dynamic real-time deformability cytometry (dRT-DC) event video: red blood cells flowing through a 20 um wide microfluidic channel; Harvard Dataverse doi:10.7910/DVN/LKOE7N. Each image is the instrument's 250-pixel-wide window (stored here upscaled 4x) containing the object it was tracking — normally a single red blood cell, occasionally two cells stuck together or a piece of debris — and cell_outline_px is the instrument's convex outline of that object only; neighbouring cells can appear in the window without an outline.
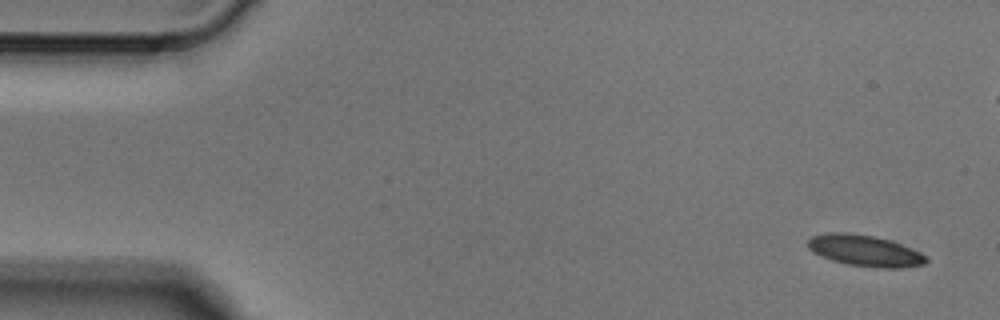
{"species": "Egyptian fruit bat (a non-hibernating species)", "species_latin": "Rousettus aegyptiacus", "temperature_condition": "cold", "stored_images_in_passage": 4, "camera_frame_rate_fps": 3000, "um_per_image_px": 0.085, "animal": {"sex": "male"}, "frame": {"image": 1, "passage_image": 1, "time_ms": 0.0, "image_size_px": [1000, 320], "cell_outline_px": [[928, 260], [924, 264], [896, 268], [880, 268], [848, 264], [832, 260], [820, 256], [812, 252], [808, 248], [808, 240], [812, 236], [828, 232], [848, 232], [872, 236], [892, 240], [920, 252]], "centroid_in_image_um": [73.48, 21.29], "position_along_channel_um": 11.5, "area_um2": 21.44}}